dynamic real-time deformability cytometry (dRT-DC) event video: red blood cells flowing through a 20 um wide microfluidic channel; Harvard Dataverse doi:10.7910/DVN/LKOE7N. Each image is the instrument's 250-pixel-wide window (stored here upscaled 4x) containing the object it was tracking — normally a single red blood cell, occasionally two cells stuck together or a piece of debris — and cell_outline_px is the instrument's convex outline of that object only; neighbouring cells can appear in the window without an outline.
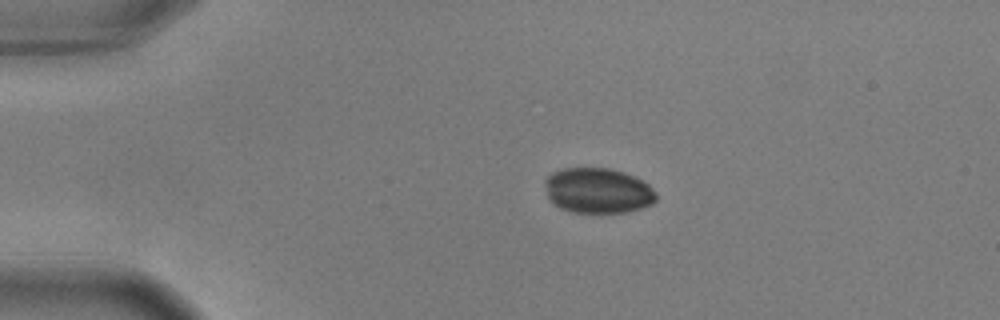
{"species": "common noctule bat (a hibernating species)", "species_latin": "Nyctalus noctula", "temperature_condition": "warm", "stored_images_in_passage": 45, "camera_frame_rate_fps": 3000, "um_per_image_px": 0.085, "animal": {"sex": "male", "body_mass_g": 17.9, "forearm_length_mm": 54.2}, "frame": {"image": 1, "passage_image": 1, "time_ms": 0.0, "image_size_px": [1000, 320], "cell_outline_px": [[656, 200], [652, 204], [628, 212], [572, 212], [560, 208], [548, 200], [544, 184], [544, 180], [552, 172], [560, 168], [608, 168], [624, 172], [648, 184], [656, 192]], "centroid_in_image_um": [50.78, 16.2], "position_along_channel_um": 34.2, "area_um2": 29.48}}
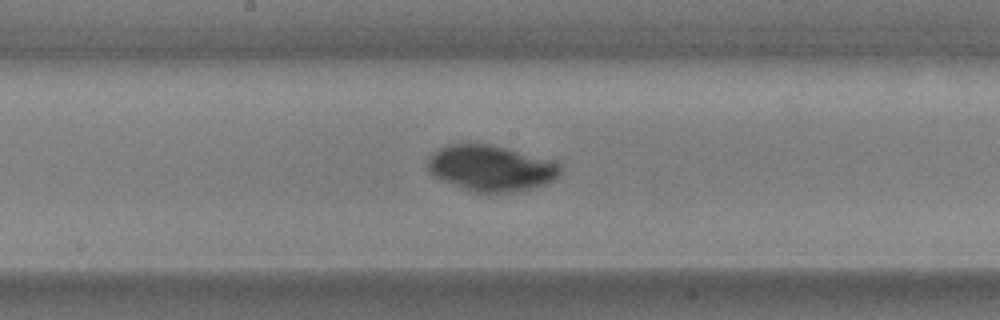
{"frame": {"image": 2, "passage_image": 19, "time_ms": 6.0, "image_size_px": [1000, 320], "cell_outline_px": [[564, 172], [560, 176], [544, 184], [532, 188], [512, 192], [472, 192], [440, 180], [432, 176], [428, 172], [428, 160], [440, 148], [448, 144], [492, 144], [548, 160], [560, 164], [564, 168]], "centroid_in_image_um": [41.73, 14.31], "position_along_channel_um": 206.5, "area_um2": 35.32}}
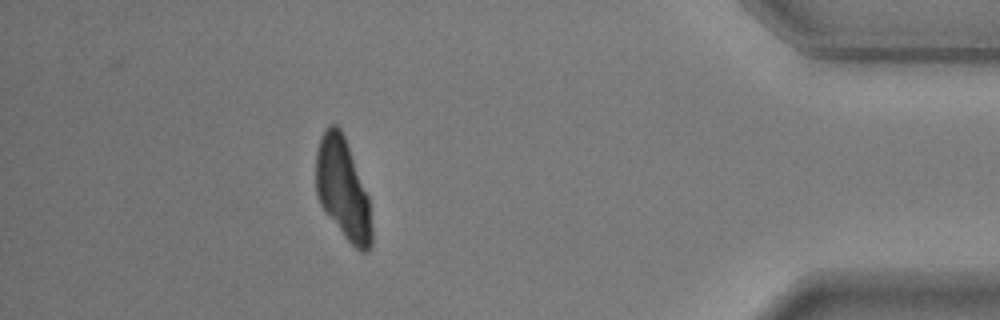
{"frame": {"image": 3, "passage_image": 39, "time_ms": 12.667, "image_size_px": [1000, 320], "cell_outline_px": [[372, 244], [368, 252], [360, 252], [344, 236], [324, 212], [316, 196], [316, 152], [320, 136], [324, 128], [328, 124], [336, 124], [340, 128], [344, 136], [368, 196], [372, 224]], "centroid_in_image_um": [29.12, 16.07], "position_along_channel_um": 406.1, "area_um2": 33.0}}